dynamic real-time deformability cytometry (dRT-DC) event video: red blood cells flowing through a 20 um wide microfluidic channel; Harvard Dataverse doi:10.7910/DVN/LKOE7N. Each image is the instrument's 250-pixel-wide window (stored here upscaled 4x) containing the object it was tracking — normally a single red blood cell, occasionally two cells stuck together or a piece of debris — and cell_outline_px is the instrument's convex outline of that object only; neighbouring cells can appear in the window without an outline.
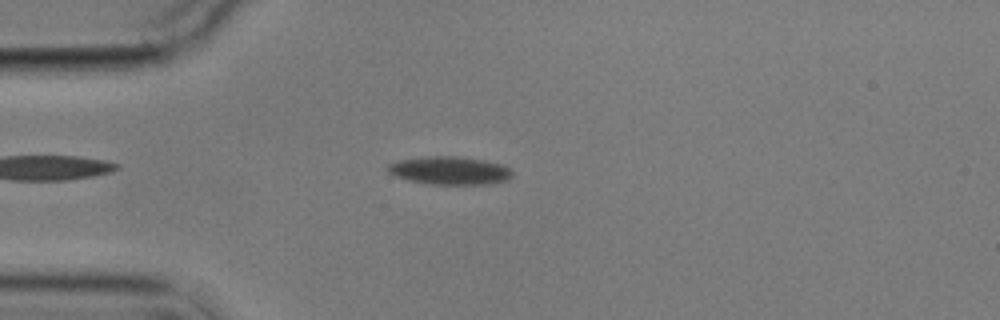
{"species": "common noctule bat (a hibernating species)", "species_latin": "Nyctalus noctula", "temperature_condition": "cold", "stored_images_in_passage": 2, "camera_frame_rate_fps": 3000, "um_per_image_px": 0.085, "animal": {"sex": "male", "body_mass_g": 17.9}, "frame": {"image": 1, "passage_image": 2, "time_ms": 1.333, "image_size_px": [1000, 320], "cell_outline_px": [[512, 176], [508, 180], [488, 184], [432, 184], [408, 180], [396, 176], [388, 172], [384, 168], [388, 164], [396, 160], [428, 156], [456, 156], [484, 160], [504, 164], [512, 172]], "centroid_in_image_um": [38.2, 14.49], "position_along_channel_um": 46.8, "area_um2": 20.52}}